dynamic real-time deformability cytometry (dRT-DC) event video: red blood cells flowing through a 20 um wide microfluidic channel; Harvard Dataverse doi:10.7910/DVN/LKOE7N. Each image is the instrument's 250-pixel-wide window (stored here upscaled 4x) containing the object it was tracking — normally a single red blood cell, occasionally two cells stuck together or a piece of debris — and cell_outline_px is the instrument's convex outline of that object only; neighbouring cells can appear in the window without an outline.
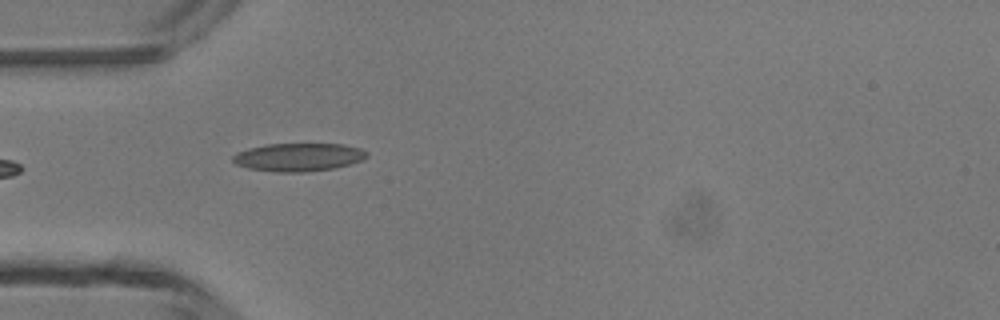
{"species": "common noctule bat (a hibernating species)", "species_latin": "Nyctalus noctula", "temperature_condition": "room temperature", "stored_images_in_passage": 5, "camera_frame_rate_fps": 3000, "um_per_image_px": 0.085, "animal": {"sex": "male", "body_mass_g": 13.3}, "frame": {"image": 1, "passage_image": 5, "time_ms": 4.667, "image_size_px": [1000, 320], "cell_outline_px": [[368, 156], [364, 160], [336, 168], [304, 172], [276, 172], [248, 168], [236, 164], [232, 160], [232, 156], [236, 152], [248, 148], [268, 144], [344, 144], [360, 148], [368, 152]], "centroid_in_image_um": [25.39, 13.36], "position_along_channel_um": 59.6, "area_um2": 22.14}}